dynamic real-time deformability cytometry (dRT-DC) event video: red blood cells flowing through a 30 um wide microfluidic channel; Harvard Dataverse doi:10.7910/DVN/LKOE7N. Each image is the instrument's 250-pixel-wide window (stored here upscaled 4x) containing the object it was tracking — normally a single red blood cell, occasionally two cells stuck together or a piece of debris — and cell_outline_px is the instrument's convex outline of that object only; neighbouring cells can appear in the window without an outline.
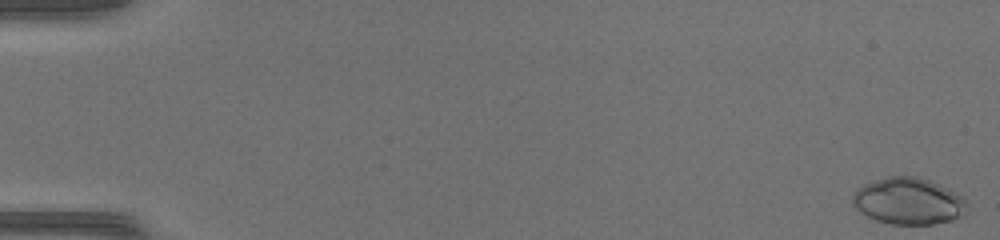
{"species": "common noctule bat (a hibernating species)", "species_latin": "Nyctalus noctula", "temperature_condition": "warm", "stored_images_in_passage": 50, "camera_frame_rate_fps": 3000, "um_per_image_px": 0.085, "animal": {"sex": "female", "body_mass_g": 17.0, "forearm_length_mm": 48.0}, "frame": {"image": 1, "passage_image": 1, "time_ms": 0.0, "image_size_px": [1000, 240], "cell_outline_px": [[964, 204], [956, 216], [952, 220], [932, 224], [892, 224], [876, 220], [860, 212], [852, 204], [852, 196], [856, 188], [864, 184], [888, 176], [916, 176], [928, 180], [948, 188], [960, 196], [964, 200]], "centroid_in_image_um": [77.1, 17.08], "position_along_channel_um": 7.9, "area_um2": 30.4}}
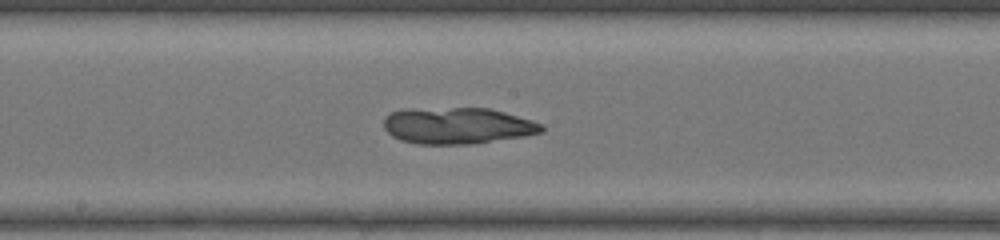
{"frame": {"image": 2, "passage_image": 28, "time_ms": 9.0, "image_size_px": [1000, 240], "cell_outline_px": [[544, 132], [524, 136], [468, 144], [416, 144], [400, 140], [392, 136], [384, 128], [384, 116], [392, 112], [404, 108], [488, 108], [504, 112], [532, 120], [544, 124]], "centroid_in_image_um": [38.86, 10.68], "position_along_channel_um": 209.3, "area_um2": 33.7}}
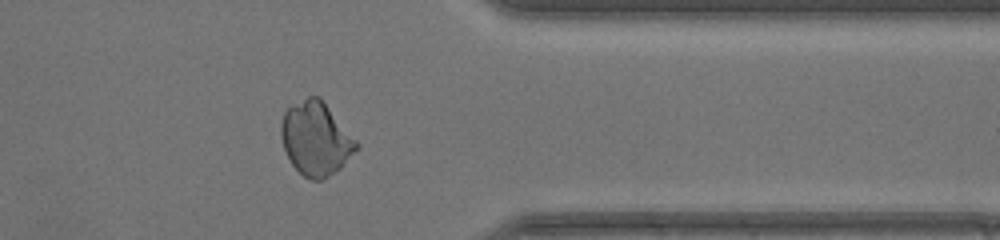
{"frame": {"image": 3, "passage_image": 41, "time_ms": 13.333, "image_size_px": [1000, 240], "cell_outline_px": [[360, 144], [340, 168], [324, 180], [312, 180], [304, 176], [292, 164], [284, 148], [280, 136], [280, 124], [284, 112], [292, 104], [308, 96], [320, 96]], "centroid_in_image_um": [26.83, 11.77], "position_along_channel_um": 384.6, "area_um2": 32.19}}